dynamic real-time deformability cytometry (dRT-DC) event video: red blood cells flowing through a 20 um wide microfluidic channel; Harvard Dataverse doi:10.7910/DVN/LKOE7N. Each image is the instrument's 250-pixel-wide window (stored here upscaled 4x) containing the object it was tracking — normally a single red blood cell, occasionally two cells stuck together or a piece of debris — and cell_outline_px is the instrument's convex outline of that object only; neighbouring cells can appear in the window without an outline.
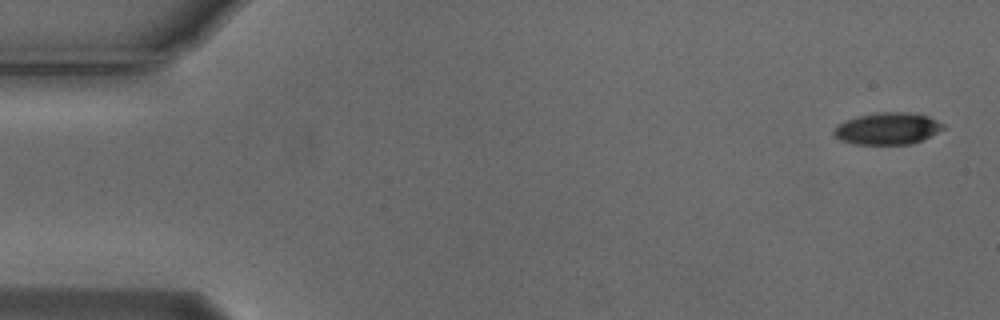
{"species": "Egyptian fruit bat (a non-hibernating species)", "species_latin": "Rousettus aegyptiacus", "temperature_condition": "cold", "stored_images_in_passage": 5, "camera_frame_rate_fps": 3000, "um_per_image_px": 0.085, "animal": {"sex": "male"}, "frame": {"image": 1, "passage_image": 1, "time_ms": 0.0, "image_size_px": [1000, 320], "cell_outline_px": [[944, 128], [912, 144], [852, 144], [840, 140], [832, 132], [840, 124], [848, 120], [860, 116], [884, 112], [908, 112], [928, 116], [944, 124]], "centroid_in_image_um": [75.44, 10.93], "position_along_channel_um": 9.6, "area_um2": 19.83}}
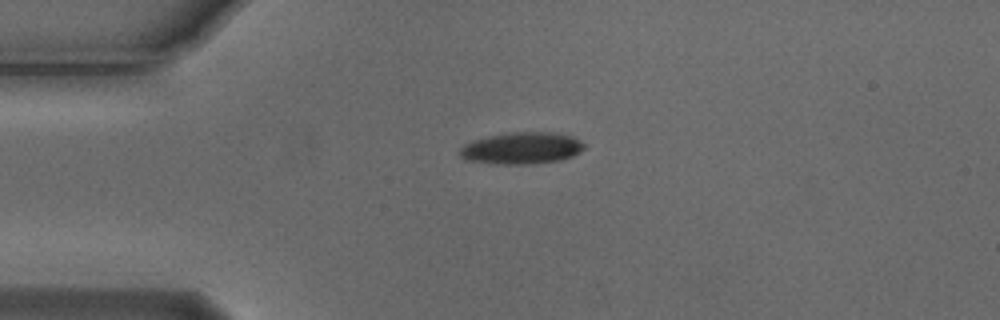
{"frame": {"image": 2, "passage_image": 4, "time_ms": 1.0, "image_size_px": [1000, 320], "cell_outline_px": [[584, 148], [580, 152], [572, 156], [560, 160], [528, 164], [496, 164], [464, 160], [460, 156], [460, 148], [464, 144], [472, 140], [512, 132], [552, 132], [572, 136], [580, 140], [584, 144]], "centroid_in_image_um": [44.33, 12.6], "position_along_channel_um": 40.7, "area_um2": 23.0}}